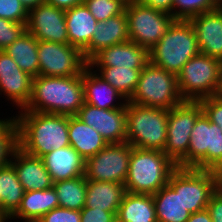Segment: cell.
I'll use <instances>...</instances> for the list:
<instances>
[{"label":"cell","mask_w":222,"mask_h":222,"mask_svg":"<svg viewBox=\"0 0 222 222\" xmlns=\"http://www.w3.org/2000/svg\"><path fill=\"white\" fill-rule=\"evenodd\" d=\"M18 114L15 116L18 144L26 153L41 158L54 149L70 145L67 115L34 111Z\"/></svg>","instance_id":"6da1fadb"},{"label":"cell","mask_w":222,"mask_h":222,"mask_svg":"<svg viewBox=\"0 0 222 222\" xmlns=\"http://www.w3.org/2000/svg\"><path fill=\"white\" fill-rule=\"evenodd\" d=\"M85 104L82 75L37 76L32 80L28 105L21 111L74 116Z\"/></svg>","instance_id":"7a4b0ae2"},{"label":"cell","mask_w":222,"mask_h":222,"mask_svg":"<svg viewBox=\"0 0 222 222\" xmlns=\"http://www.w3.org/2000/svg\"><path fill=\"white\" fill-rule=\"evenodd\" d=\"M176 168L177 165L163 151L133 147L124 183L126 191L154 195L168 184Z\"/></svg>","instance_id":"3957f363"},{"label":"cell","mask_w":222,"mask_h":222,"mask_svg":"<svg viewBox=\"0 0 222 222\" xmlns=\"http://www.w3.org/2000/svg\"><path fill=\"white\" fill-rule=\"evenodd\" d=\"M200 52L189 20H174L165 35L149 50V62L178 75L184 64Z\"/></svg>","instance_id":"277c9868"},{"label":"cell","mask_w":222,"mask_h":222,"mask_svg":"<svg viewBox=\"0 0 222 222\" xmlns=\"http://www.w3.org/2000/svg\"><path fill=\"white\" fill-rule=\"evenodd\" d=\"M168 110L126 103V142L133 147L164 152Z\"/></svg>","instance_id":"5b68a950"},{"label":"cell","mask_w":222,"mask_h":222,"mask_svg":"<svg viewBox=\"0 0 222 222\" xmlns=\"http://www.w3.org/2000/svg\"><path fill=\"white\" fill-rule=\"evenodd\" d=\"M177 75L149 62L141 71L136 89L128 100L133 104L172 109L183 102Z\"/></svg>","instance_id":"8992f818"},{"label":"cell","mask_w":222,"mask_h":222,"mask_svg":"<svg viewBox=\"0 0 222 222\" xmlns=\"http://www.w3.org/2000/svg\"><path fill=\"white\" fill-rule=\"evenodd\" d=\"M220 60L198 53L177 75L178 89L184 101H200L217 96Z\"/></svg>","instance_id":"52a82bcc"},{"label":"cell","mask_w":222,"mask_h":222,"mask_svg":"<svg viewBox=\"0 0 222 222\" xmlns=\"http://www.w3.org/2000/svg\"><path fill=\"white\" fill-rule=\"evenodd\" d=\"M222 164V129L202 112L190 133L187 168L214 171Z\"/></svg>","instance_id":"ba28073f"},{"label":"cell","mask_w":222,"mask_h":222,"mask_svg":"<svg viewBox=\"0 0 222 222\" xmlns=\"http://www.w3.org/2000/svg\"><path fill=\"white\" fill-rule=\"evenodd\" d=\"M203 112L199 101H183L168 110L165 154L180 168H187L190 133L198 116Z\"/></svg>","instance_id":"9c48e42d"},{"label":"cell","mask_w":222,"mask_h":222,"mask_svg":"<svg viewBox=\"0 0 222 222\" xmlns=\"http://www.w3.org/2000/svg\"><path fill=\"white\" fill-rule=\"evenodd\" d=\"M129 41L150 50L175 20L168 13L137 2L126 4Z\"/></svg>","instance_id":"30bf717a"},{"label":"cell","mask_w":222,"mask_h":222,"mask_svg":"<svg viewBox=\"0 0 222 222\" xmlns=\"http://www.w3.org/2000/svg\"><path fill=\"white\" fill-rule=\"evenodd\" d=\"M39 75L70 77L82 75L88 62L82 51L70 44L38 41Z\"/></svg>","instance_id":"8fae6325"},{"label":"cell","mask_w":222,"mask_h":222,"mask_svg":"<svg viewBox=\"0 0 222 222\" xmlns=\"http://www.w3.org/2000/svg\"><path fill=\"white\" fill-rule=\"evenodd\" d=\"M133 146L127 142L111 143L85 161V178L124 184Z\"/></svg>","instance_id":"7c38bea8"},{"label":"cell","mask_w":222,"mask_h":222,"mask_svg":"<svg viewBox=\"0 0 222 222\" xmlns=\"http://www.w3.org/2000/svg\"><path fill=\"white\" fill-rule=\"evenodd\" d=\"M26 30L38 41L68 44L65 10L42 3L28 11Z\"/></svg>","instance_id":"4fadbf2b"},{"label":"cell","mask_w":222,"mask_h":222,"mask_svg":"<svg viewBox=\"0 0 222 222\" xmlns=\"http://www.w3.org/2000/svg\"><path fill=\"white\" fill-rule=\"evenodd\" d=\"M76 116L94 128L108 144L126 142V107L101 109L85 103Z\"/></svg>","instance_id":"5bb4252c"},{"label":"cell","mask_w":222,"mask_h":222,"mask_svg":"<svg viewBox=\"0 0 222 222\" xmlns=\"http://www.w3.org/2000/svg\"><path fill=\"white\" fill-rule=\"evenodd\" d=\"M216 191L214 171L181 168V199L191 214L206 209Z\"/></svg>","instance_id":"9a60e30c"},{"label":"cell","mask_w":222,"mask_h":222,"mask_svg":"<svg viewBox=\"0 0 222 222\" xmlns=\"http://www.w3.org/2000/svg\"><path fill=\"white\" fill-rule=\"evenodd\" d=\"M33 77L25 73L5 51H0V94L23 110L31 97Z\"/></svg>","instance_id":"2e32d148"},{"label":"cell","mask_w":222,"mask_h":222,"mask_svg":"<svg viewBox=\"0 0 222 222\" xmlns=\"http://www.w3.org/2000/svg\"><path fill=\"white\" fill-rule=\"evenodd\" d=\"M153 196L157 222H186L191 213L181 199V168L170 175L168 184Z\"/></svg>","instance_id":"e0dca14e"},{"label":"cell","mask_w":222,"mask_h":222,"mask_svg":"<svg viewBox=\"0 0 222 222\" xmlns=\"http://www.w3.org/2000/svg\"><path fill=\"white\" fill-rule=\"evenodd\" d=\"M148 63L149 50L128 41L100 50L88 61V66L144 68Z\"/></svg>","instance_id":"ac0fdd59"},{"label":"cell","mask_w":222,"mask_h":222,"mask_svg":"<svg viewBox=\"0 0 222 222\" xmlns=\"http://www.w3.org/2000/svg\"><path fill=\"white\" fill-rule=\"evenodd\" d=\"M200 53L222 60V5L189 19Z\"/></svg>","instance_id":"d6986e66"},{"label":"cell","mask_w":222,"mask_h":222,"mask_svg":"<svg viewBox=\"0 0 222 222\" xmlns=\"http://www.w3.org/2000/svg\"><path fill=\"white\" fill-rule=\"evenodd\" d=\"M10 164L14 167L25 192L53 187V181L42 158L30 155L18 147Z\"/></svg>","instance_id":"ffe728a7"},{"label":"cell","mask_w":222,"mask_h":222,"mask_svg":"<svg viewBox=\"0 0 222 222\" xmlns=\"http://www.w3.org/2000/svg\"><path fill=\"white\" fill-rule=\"evenodd\" d=\"M85 103L101 109L125 108L128 102L112 85L106 82L94 69L87 66L82 72ZM121 99L120 102H116ZM120 103V104H119Z\"/></svg>","instance_id":"44dd1931"},{"label":"cell","mask_w":222,"mask_h":222,"mask_svg":"<svg viewBox=\"0 0 222 222\" xmlns=\"http://www.w3.org/2000/svg\"><path fill=\"white\" fill-rule=\"evenodd\" d=\"M128 41V20L124 11L106 21L97 22L92 40L82 53L88 62L100 50Z\"/></svg>","instance_id":"7402d4cb"},{"label":"cell","mask_w":222,"mask_h":222,"mask_svg":"<svg viewBox=\"0 0 222 222\" xmlns=\"http://www.w3.org/2000/svg\"><path fill=\"white\" fill-rule=\"evenodd\" d=\"M41 158L53 183L85 174V160L71 145L54 149Z\"/></svg>","instance_id":"603a6c76"},{"label":"cell","mask_w":222,"mask_h":222,"mask_svg":"<svg viewBox=\"0 0 222 222\" xmlns=\"http://www.w3.org/2000/svg\"><path fill=\"white\" fill-rule=\"evenodd\" d=\"M68 44L83 51L91 42L97 20L84 3L65 10Z\"/></svg>","instance_id":"cb8c5ba5"},{"label":"cell","mask_w":222,"mask_h":222,"mask_svg":"<svg viewBox=\"0 0 222 222\" xmlns=\"http://www.w3.org/2000/svg\"><path fill=\"white\" fill-rule=\"evenodd\" d=\"M126 192L121 183L86 180L84 207L117 212Z\"/></svg>","instance_id":"d4e9b609"},{"label":"cell","mask_w":222,"mask_h":222,"mask_svg":"<svg viewBox=\"0 0 222 222\" xmlns=\"http://www.w3.org/2000/svg\"><path fill=\"white\" fill-rule=\"evenodd\" d=\"M59 207V200L54 188L24 192L18 209L10 216L23 222H36L52 209Z\"/></svg>","instance_id":"484cf974"},{"label":"cell","mask_w":222,"mask_h":222,"mask_svg":"<svg viewBox=\"0 0 222 222\" xmlns=\"http://www.w3.org/2000/svg\"><path fill=\"white\" fill-rule=\"evenodd\" d=\"M68 134L70 145L85 161L108 145L94 128L85 124L76 115L68 116Z\"/></svg>","instance_id":"4316f807"},{"label":"cell","mask_w":222,"mask_h":222,"mask_svg":"<svg viewBox=\"0 0 222 222\" xmlns=\"http://www.w3.org/2000/svg\"><path fill=\"white\" fill-rule=\"evenodd\" d=\"M116 222H157L153 196L126 192Z\"/></svg>","instance_id":"83f0119b"},{"label":"cell","mask_w":222,"mask_h":222,"mask_svg":"<svg viewBox=\"0 0 222 222\" xmlns=\"http://www.w3.org/2000/svg\"><path fill=\"white\" fill-rule=\"evenodd\" d=\"M38 40L27 30L4 51L33 78L39 76Z\"/></svg>","instance_id":"f1b7e54d"},{"label":"cell","mask_w":222,"mask_h":222,"mask_svg":"<svg viewBox=\"0 0 222 222\" xmlns=\"http://www.w3.org/2000/svg\"><path fill=\"white\" fill-rule=\"evenodd\" d=\"M112 85L128 101L137 86L143 68L90 67Z\"/></svg>","instance_id":"f546056e"},{"label":"cell","mask_w":222,"mask_h":222,"mask_svg":"<svg viewBox=\"0 0 222 222\" xmlns=\"http://www.w3.org/2000/svg\"><path fill=\"white\" fill-rule=\"evenodd\" d=\"M14 167L9 164L0 168V194L2 195V214L11 216L20 206L24 195Z\"/></svg>","instance_id":"4dcf8cb0"},{"label":"cell","mask_w":222,"mask_h":222,"mask_svg":"<svg viewBox=\"0 0 222 222\" xmlns=\"http://www.w3.org/2000/svg\"><path fill=\"white\" fill-rule=\"evenodd\" d=\"M53 188L59 200V207L81 210L86 199V178L76 177L53 183Z\"/></svg>","instance_id":"1f68e13d"},{"label":"cell","mask_w":222,"mask_h":222,"mask_svg":"<svg viewBox=\"0 0 222 222\" xmlns=\"http://www.w3.org/2000/svg\"><path fill=\"white\" fill-rule=\"evenodd\" d=\"M13 117V118H12ZM0 119V168L11 163L18 144V128L14 116Z\"/></svg>","instance_id":"d6a6232c"},{"label":"cell","mask_w":222,"mask_h":222,"mask_svg":"<svg viewBox=\"0 0 222 222\" xmlns=\"http://www.w3.org/2000/svg\"><path fill=\"white\" fill-rule=\"evenodd\" d=\"M220 6L219 0H173V17L175 20H189Z\"/></svg>","instance_id":"836d02e7"},{"label":"cell","mask_w":222,"mask_h":222,"mask_svg":"<svg viewBox=\"0 0 222 222\" xmlns=\"http://www.w3.org/2000/svg\"><path fill=\"white\" fill-rule=\"evenodd\" d=\"M83 3L97 22L122 14L126 7L122 0H84Z\"/></svg>","instance_id":"e575fe53"},{"label":"cell","mask_w":222,"mask_h":222,"mask_svg":"<svg viewBox=\"0 0 222 222\" xmlns=\"http://www.w3.org/2000/svg\"><path fill=\"white\" fill-rule=\"evenodd\" d=\"M0 18L27 24L28 10L20 0H0Z\"/></svg>","instance_id":"d590c367"},{"label":"cell","mask_w":222,"mask_h":222,"mask_svg":"<svg viewBox=\"0 0 222 222\" xmlns=\"http://www.w3.org/2000/svg\"><path fill=\"white\" fill-rule=\"evenodd\" d=\"M26 31V24L0 18V51H4Z\"/></svg>","instance_id":"8d00e7d4"},{"label":"cell","mask_w":222,"mask_h":222,"mask_svg":"<svg viewBox=\"0 0 222 222\" xmlns=\"http://www.w3.org/2000/svg\"><path fill=\"white\" fill-rule=\"evenodd\" d=\"M81 210L57 207L43 215L38 222H80Z\"/></svg>","instance_id":"74e56055"},{"label":"cell","mask_w":222,"mask_h":222,"mask_svg":"<svg viewBox=\"0 0 222 222\" xmlns=\"http://www.w3.org/2000/svg\"><path fill=\"white\" fill-rule=\"evenodd\" d=\"M199 102L210 122L217 124L222 129V96H212Z\"/></svg>","instance_id":"f35d334b"},{"label":"cell","mask_w":222,"mask_h":222,"mask_svg":"<svg viewBox=\"0 0 222 222\" xmlns=\"http://www.w3.org/2000/svg\"><path fill=\"white\" fill-rule=\"evenodd\" d=\"M117 212L83 207L80 222H116Z\"/></svg>","instance_id":"ab89813d"},{"label":"cell","mask_w":222,"mask_h":222,"mask_svg":"<svg viewBox=\"0 0 222 222\" xmlns=\"http://www.w3.org/2000/svg\"><path fill=\"white\" fill-rule=\"evenodd\" d=\"M213 222H222V192L216 191L206 207Z\"/></svg>","instance_id":"60d3db41"},{"label":"cell","mask_w":222,"mask_h":222,"mask_svg":"<svg viewBox=\"0 0 222 222\" xmlns=\"http://www.w3.org/2000/svg\"><path fill=\"white\" fill-rule=\"evenodd\" d=\"M136 2L173 16V0H137Z\"/></svg>","instance_id":"b9f144b4"},{"label":"cell","mask_w":222,"mask_h":222,"mask_svg":"<svg viewBox=\"0 0 222 222\" xmlns=\"http://www.w3.org/2000/svg\"><path fill=\"white\" fill-rule=\"evenodd\" d=\"M84 0H45V3L53 5L57 8L67 10L76 5L82 4Z\"/></svg>","instance_id":"7bdbcfd3"},{"label":"cell","mask_w":222,"mask_h":222,"mask_svg":"<svg viewBox=\"0 0 222 222\" xmlns=\"http://www.w3.org/2000/svg\"><path fill=\"white\" fill-rule=\"evenodd\" d=\"M186 222H213L207 209L195 212L190 215Z\"/></svg>","instance_id":"ee69618b"},{"label":"cell","mask_w":222,"mask_h":222,"mask_svg":"<svg viewBox=\"0 0 222 222\" xmlns=\"http://www.w3.org/2000/svg\"><path fill=\"white\" fill-rule=\"evenodd\" d=\"M24 7L29 11L30 9L45 3V0H20Z\"/></svg>","instance_id":"f6af8a7d"},{"label":"cell","mask_w":222,"mask_h":222,"mask_svg":"<svg viewBox=\"0 0 222 222\" xmlns=\"http://www.w3.org/2000/svg\"><path fill=\"white\" fill-rule=\"evenodd\" d=\"M214 172L216 175L217 190L222 192V164Z\"/></svg>","instance_id":"bcb514c9"},{"label":"cell","mask_w":222,"mask_h":222,"mask_svg":"<svg viewBox=\"0 0 222 222\" xmlns=\"http://www.w3.org/2000/svg\"><path fill=\"white\" fill-rule=\"evenodd\" d=\"M217 96H222V60H220L218 67Z\"/></svg>","instance_id":"7dc6e473"},{"label":"cell","mask_w":222,"mask_h":222,"mask_svg":"<svg viewBox=\"0 0 222 222\" xmlns=\"http://www.w3.org/2000/svg\"><path fill=\"white\" fill-rule=\"evenodd\" d=\"M10 219V216L7 214L0 213V222H7Z\"/></svg>","instance_id":"c3c4849f"},{"label":"cell","mask_w":222,"mask_h":222,"mask_svg":"<svg viewBox=\"0 0 222 222\" xmlns=\"http://www.w3.org/2000/svg\"><path fill=\"white\" fill-rule=\"evenodd\" d=\"M125 4L134 3L137 0H122Z\"/></svg>","instance_id":"681fc988"},{"label":"cell","mask_w":222,"mask_h":222,"mask_svg":"<svg viewBox=\"0 0 222 222\" xmlns=\"http://www.w3.org/2000/svg\"><path fill=\"white\" fill-rule=\"evenodd\" d=\"M0 213H2V195L0 194Z\"/></svg>","instance_id":"f907efd6"}]
</instances>
